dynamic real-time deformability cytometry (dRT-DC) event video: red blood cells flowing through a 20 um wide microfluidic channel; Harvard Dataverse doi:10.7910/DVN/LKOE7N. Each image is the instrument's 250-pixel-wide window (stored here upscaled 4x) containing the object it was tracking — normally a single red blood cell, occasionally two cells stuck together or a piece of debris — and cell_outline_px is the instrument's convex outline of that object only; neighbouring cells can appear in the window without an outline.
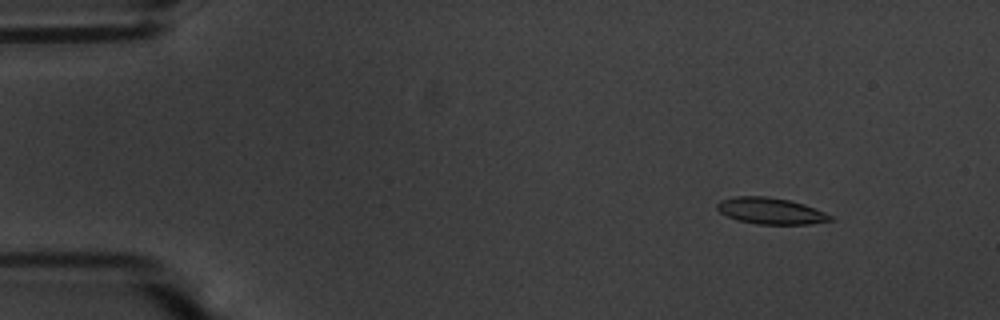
{"species": "common noctule bat (a hibernating species)", "species_latin": "Nyctalus noctula", "temperature_condition": "warm", "stored_images_in_passage": 57, "camera_frame_rate_fps": 3000, "um_per_image_px": 0.085, "animal": {"sex": "male", "body_mass_g": 20.1, "forearm_length_mm": 53.5}, "frame": {"image": 1, "passage_image": 7, "time_ms": 2.0, "image_size_px": [1000, 320], "cell_outline_px": [[836, 220], [808, 224], [756, 224], [736, 220], [720, 212], [716, 208], [716, 204], [720, 200], [736, 196], [764, 196], [788, 200], [804, 204], [824, 212], [832, 216]], "centroid_in_image_um": [65.5, 17.93], "position_along_channel_um": 19.5, "area_um2": 17.4}}
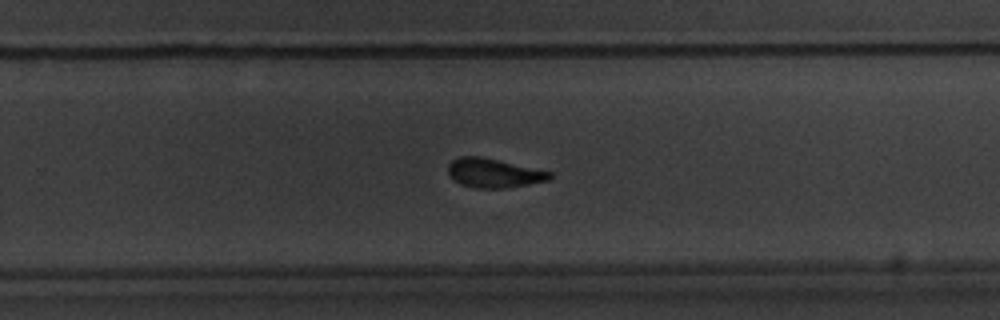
{"frame": {"image": 2, "passage_image": 37, "time_ms": 12.0, "image_size_px": [1000, 320], "cell_outline_px": [[552, 176], [548, 180], [528, 184], [504, 188], [476, 188], [460, 184], [452, 180], [448, 172], [448, 164], [452, 160], [460, 156], [480, 156], [552, 172]], "centroid_in_image_um": [41.92, 14.71], "position_along_channel_um": 287.9, "area_um2": 17.17}}
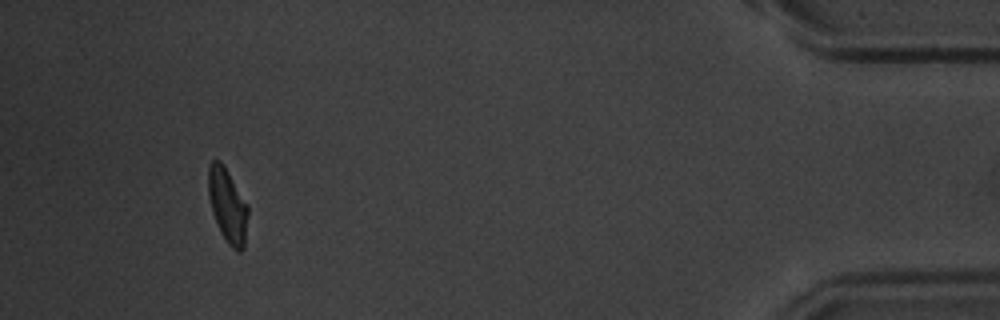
{"frame": {"image": 3, "passage_image": 53, "time_ms": 17.333, "image_size_px": [1000, 320], "cell_outline_px": [[248, 216], [244, 248], [240, 252], [236, 252], [228, 244], [220, 232], [212, 212], [208, 196], [208, 168], [212, 160], [220, 160], [248, 204]], "centroid_in_image_um": [19.35, 17.5], "position_along_channel_um": 415.9, "area_um2": 17.22}, "authors_computed_cell_mechanics": {"area_um2": 17.5134, "velocity_mm_per_s": 3.6168, "shape_relaxation_time_tau1_ms": 5.1167, "shape_relaxation_time_tau2_ms": 2.6061, "deformation_change_tau1": 0.1525, "deformation_change_tau2": 0.0932}}